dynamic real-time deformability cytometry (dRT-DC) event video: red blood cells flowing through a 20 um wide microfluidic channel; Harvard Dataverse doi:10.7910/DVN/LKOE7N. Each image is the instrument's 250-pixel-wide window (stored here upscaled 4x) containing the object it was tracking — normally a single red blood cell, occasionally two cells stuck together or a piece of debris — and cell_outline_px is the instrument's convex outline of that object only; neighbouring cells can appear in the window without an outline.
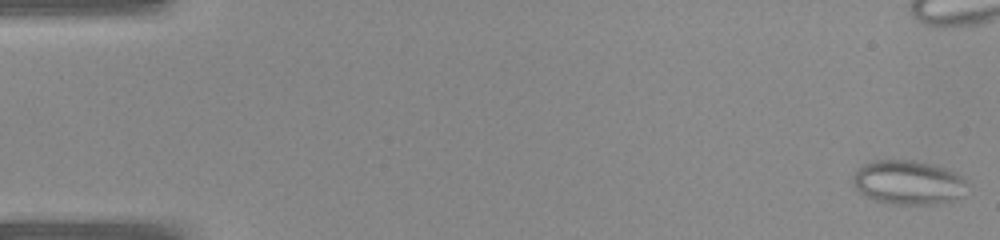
{"species": "common noctule bat (a hibernating species)", "species_latin": "Nyctalus noctula", "temperature_condition": "warm", "stored_images_in_passage": 42, "camera_frame_rate_fps": 3000, "um_per_image_px": 0.085, "animal": {"sex": "female", "body_mass_g": 22.0, "forearm_length_mm": 56.7}, "frame": {"image": 1, "passage_image": 1, "time_ms": 0.0, "image_size_px": [1000, 240], "cell_outline_px": [[968, 184], [952, 200], [936, 204], [888, 204], [872, 200], [864, 196], [852, 184], [852, 176], [856, 168], [872, 160], [916, 160], [944, 168], [956, 172], [968, 180]], "centroid_in_image_um": [77.12, 15.5], "position_along_channel_um": 7.9, "area_um2": 29.59}}
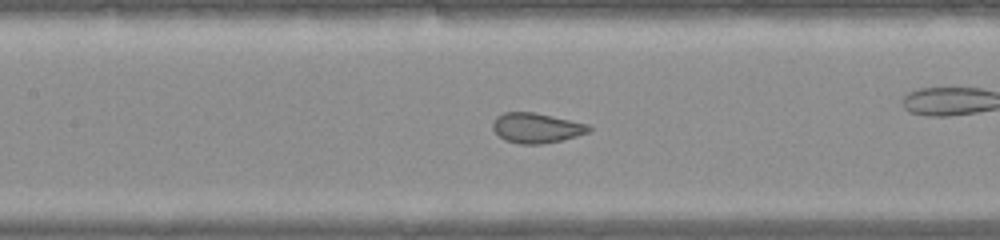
{"frame": {"image": 2, "passage_image": 19, "time_ms": 6.0, "image_size_px": [1000, 240], "cell_outline_px": [[592, 128], [588, 132], [564, 140], [540, 144], [520, 144], [504, 140], [492, 128], [492, 124], [496, 116], [504, 112], [532, 112], [588, 124]], "centroid_in_image_um": [45.58, 10.88], "position_along_channel_um": 161.8, "area_um2": 16.7}}